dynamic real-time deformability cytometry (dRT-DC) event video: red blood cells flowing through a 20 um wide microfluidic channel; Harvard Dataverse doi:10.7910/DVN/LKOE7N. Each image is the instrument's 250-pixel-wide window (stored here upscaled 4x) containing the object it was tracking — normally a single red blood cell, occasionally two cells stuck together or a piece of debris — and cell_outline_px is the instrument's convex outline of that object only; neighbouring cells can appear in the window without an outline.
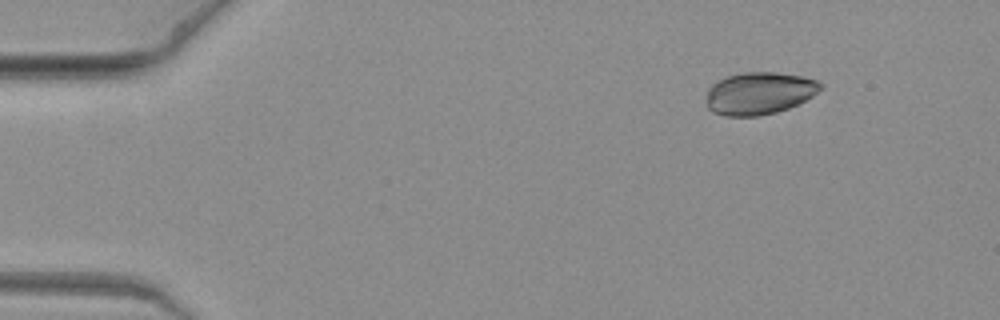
{"species": "common noctule bat (a hibernating species)", "species_latin": "Nyctalus noctula", "temperature_condition": "warm", "stored_images_in_passage": 9, "camera_frame_rate_fps": 3000, "um_per_image_px": 0.085, "animal": {"sex": "female", "body_mass_g": 19.3, "forearm_length_mm": 54.1}, "frame": {"image": 1, "passage_image": 1, "time_ms": 0.0, "image_size_px": [1000, 320], "cell_outline_px": [[824, 84], [812, 96], [788, 108], [776, 112], [756, 116], [724, 116], [712, 112], [708, 108], [708, 88], [716, 80], [740, 72], [776, 72], [804, 76], [820, 80]], "centroid_in_image_um": [64.54, 7.91], "position_along_channel_um": 20.5, "area_um2": 28.26}}